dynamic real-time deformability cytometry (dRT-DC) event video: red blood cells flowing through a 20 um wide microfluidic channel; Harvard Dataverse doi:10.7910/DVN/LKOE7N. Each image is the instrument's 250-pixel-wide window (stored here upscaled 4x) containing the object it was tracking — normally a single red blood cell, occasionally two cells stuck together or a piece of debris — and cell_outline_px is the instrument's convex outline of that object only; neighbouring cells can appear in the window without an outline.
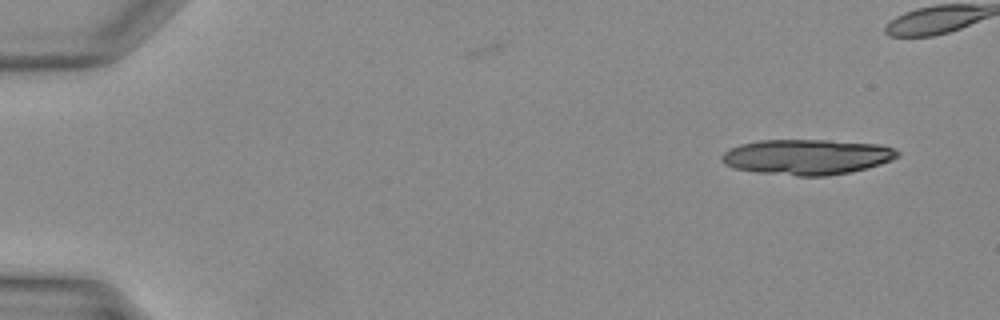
{"species": "Egyptian fruit bat (a non-hibernating species)", "species_latin": "Rousettus aegyptiacus", "temperature_condition": "warm", "stored_images_in_passage": 14, "camera_frame_rate_fps": 3000, "um_per_image_px": 0.085, "animal": {"sex": "female"}, "frame": {"image": 1, "passage_image": 1, "time_ms": 0.0, "image_size_px": [1000, 320], "cell_outline_px": [[900, 156], [892, 160], [868, 168], [828, 176], [796, 176], [756, 172], [736, 168], [724, 164], [720, 156], [724, 152], [740, 144], [760, 140], [828, 140], [880, 144], [892, 148], [900, 152]], "centroid_in_image_um": [68.61, 13.34], "position_along_channel_um": 16.4, "area_um2": 36.3}}